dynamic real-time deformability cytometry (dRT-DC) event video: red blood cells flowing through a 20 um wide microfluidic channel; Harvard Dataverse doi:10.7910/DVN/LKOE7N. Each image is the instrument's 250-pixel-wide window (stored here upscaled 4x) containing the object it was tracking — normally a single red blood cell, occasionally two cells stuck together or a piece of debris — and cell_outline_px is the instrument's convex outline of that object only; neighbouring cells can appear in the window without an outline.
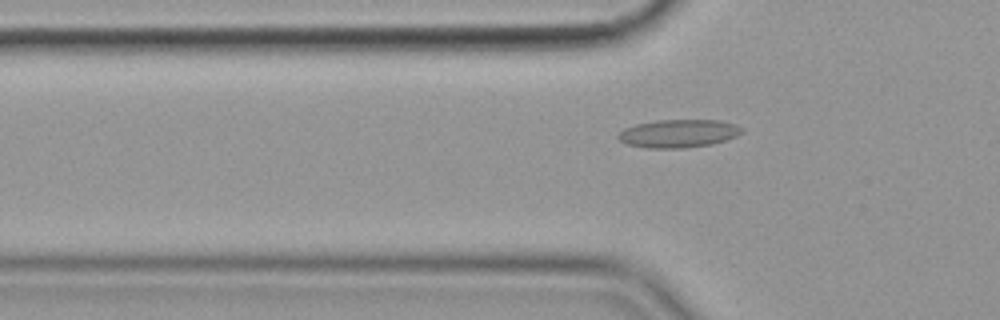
{"species": "common noctule bat (a hibernating species)", "species_latin": "Nyctalus noctula", "temperature_condition": "cold", "stored_images_in_passage": 42, "camera_frame_rate_fps": 3000, "um_per_image_px": 0.085, "animal": {"sex": "female", "body_mass_g": 19.9}, "frame": {"image": 1, "passage_image": 4, "time_ms": 1.0, "image_size_px": [1000, 320], "cell_outline_px": [[744, 132], [736, 136], [712, 144], [684, 148], [648, 148], [628, 144], [620, 140], [616, 136], [624, 128], [636, 124], [656, 120], [720, 120], [736, 124], [744, 128]], "centroid_in_image_um": [57.7, 11.34], "position_along_channel_um": 68.1, "area_um2": 20.29}}
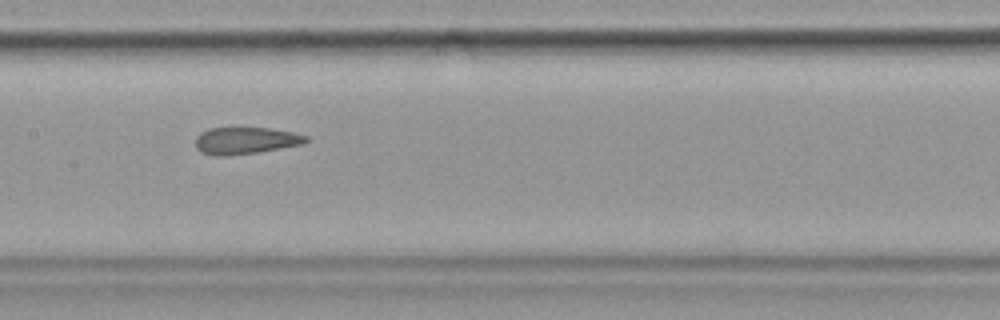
{"frame": {"image": 2, "passage_image": 14, "time_ms": 4.333, "image_size_px": [1000, 320], "cell_outline_px": [[312, 140], [304, 144], [256, 152], [224, 156], [216, 156], [204, 152], [196, 148], [196, 136], [200, 132], [208, 128], [268, 128], [292, 132], [308, 136]], "centroid_in_image_um": [20.9, 11.94], "position_along_channel_um": 186.5, "area_um2": 17.28}}
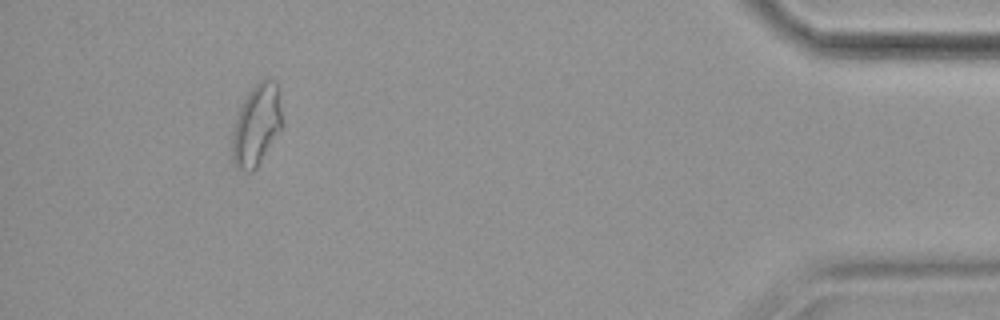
{"frame": {"image": 3, "passage_image": 38, "time_ms": 12.333, "image_size_px": [1000, 320], "cell_outline_px": [[280, 128], [256, 168], [252, 172], [244, 172], [236, 168], [232, 160], [232, 132], [236, 116], [248, 92], [260, 80], [272, 80], [276, 84], [280, 108]], "centroid_in_image_um": [21.74, 10.68], "position_along_channel_um": 413.5, "area_um2": 22.95}, "authors_computed_cell_mechanics": {"area_um2": 19.1607, "velocity_mm_per_s": 3.5645, "shape_relaxation_time_tau1_ms": null, "shape_relaxation_time_tau2_ms": 2.043, "deformation_change_tau1": null, "deformation_change_tau2": 0.0843}}